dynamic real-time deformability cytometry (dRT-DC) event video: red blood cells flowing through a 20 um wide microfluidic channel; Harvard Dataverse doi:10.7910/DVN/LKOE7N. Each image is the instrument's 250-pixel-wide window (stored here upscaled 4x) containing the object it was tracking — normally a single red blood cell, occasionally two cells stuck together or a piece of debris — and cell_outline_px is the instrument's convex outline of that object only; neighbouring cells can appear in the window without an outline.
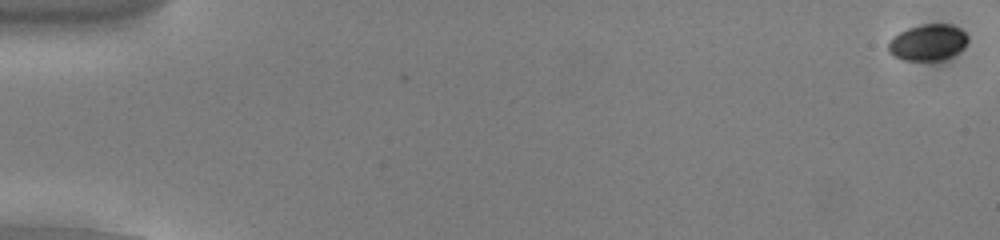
{"species": "common noctule bat (a hibernating species)", "species_latin": "Nyctalus noctula", "temperature_condition": "cold", "stored_images_in_passage": 55, "camera_frame_rate_fps": 3000, "um_per_image_px": 0.085, "animal": {"sex": "male", "body_mass_g": 13.0, "forearm_length_mm": 53.1}, "frame": {"image": 1, "passage_image": 1, "time_ms": 0.0, "image_size_px": [1000, 240], "cell_outline_px": [[968, 40], [956, 52], [940, 60], [904, 60], [892, 56], [888, 52], [888, 40], [892, 36], [908, 28], [924, 24], [948, 24], [960, 28], [968, 36]], "centroid_in_image_um": [78.8, 3.59], "position_along_channel_um": 6.2, "area_um2": 16.59}}
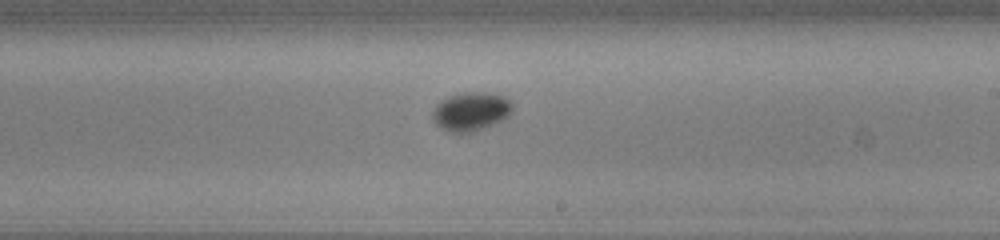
{"frame": {"image": 2, "passage_image": 33, "time_ms": 10.667, "image_size_px": [1000, 240], "cell_outline_px": [[512, 112], [504, 120], [476, 132], [452, 132], [440, 128], [432, 120], [432, 112], [436, 104], [440, 100], [448, 96], [464, 92], [488, 92], [504, 96], [512, 104]], "centroid_in_image_um": [40.02, 9.48], "position_along_channel_um": 249.0, "area_um2": 18.32}}
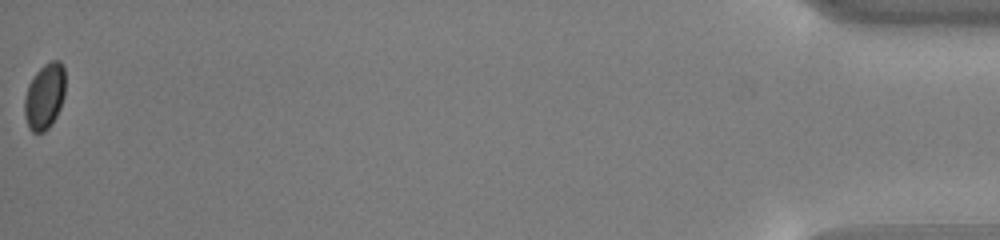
{"frame": {"image": 3, "passage_image": 55, "time_ms": 18.0, "image_size_px": [1000, 240], "cell_outline_px": [[64, 96], [60, 108], [52, 124], [44, 132], [32, 132], [28, 128], [24, 116], [24, 100], [28, 84], [36, 72], [44, 64], [52, 60], [60, 60], [64, 68]], "centroid_in_image_um": [3.78, 8.2], "position_along_channel_um": 431.4, "area_um2": 15.78}, "authors_computed_cell_mechanics": {"area_um2": 16.2418, "velocity_mm_per_s": 3.8178, "shape_relaxation_time_tau1_ms": 3.9651, "shape_relaxation_time_tau2_ms": null, "deformation_change_tau1": 0.0432, "deformation_change_tau2": null}}